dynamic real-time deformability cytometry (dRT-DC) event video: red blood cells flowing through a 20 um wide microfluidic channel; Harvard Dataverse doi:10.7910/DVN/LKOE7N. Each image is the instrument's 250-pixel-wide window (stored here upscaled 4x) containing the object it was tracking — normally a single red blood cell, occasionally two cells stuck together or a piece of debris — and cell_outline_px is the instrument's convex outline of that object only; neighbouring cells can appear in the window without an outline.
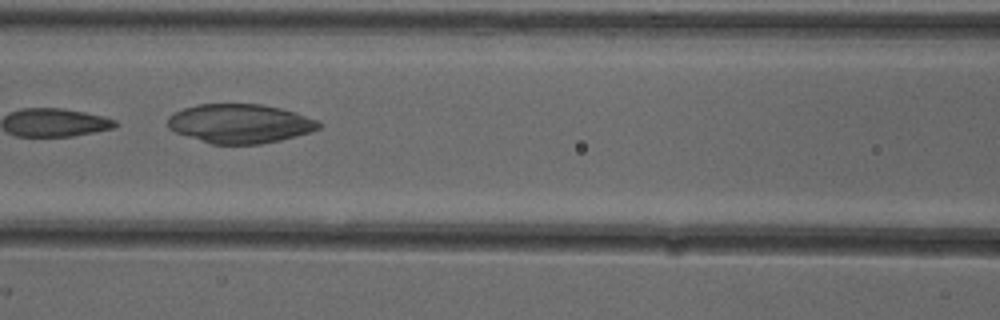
{"species": "common noctule bat (a hibernating species)", "species_latin": "Nyctalus noctula", "temperature_condition": "cold", "stored_images_in_passage": 8, "camera_frame_rate_fps": 3000, "um_per_image_px": 0.085, "animal": {"sex": "female"}, "frame": {"image": 1, "passage_image": 6, "time_ms": 1.667, "image_size_px": [1000, 320], "cell_outline_px": [[324, 124], [320, 128], [312, 132], [280, 140], [260, 144], [212, 144], [176, 132], [168, 128], [168, 116], [184, 108], [196, 104], [260, 104], [280, 108], [296, 112], [320, 120]], "centroid_in_image_um": [20.46, 10.5], "position_along_channel_um": 146.1, "area_um2": 34.56}}
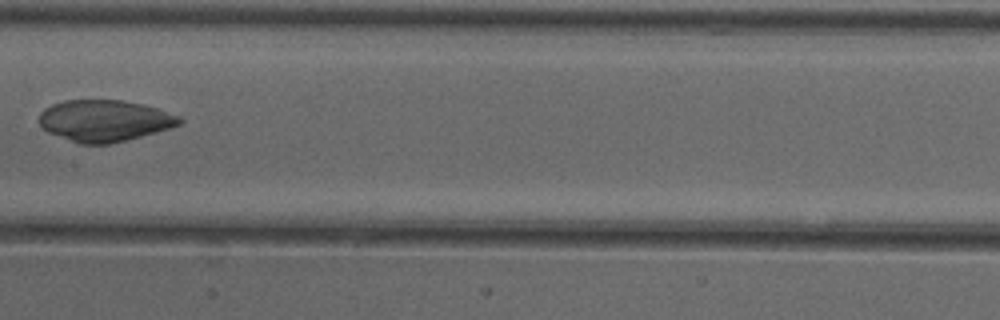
{"frame": {"image": 2, "passage_image": 7, "time_ms": 2.0, "image_size_px": [1000, 320], "cell_outline_px": [[184, 120], [180, 124], [172, 128], [108, 144], [80, 144], [48, 132], [40, 124], [40, 112], [44, 108], [52, 104], [64, 100], [120, 100], [144, 104], [180, 116]], "centroid_in_image_um": [8.89, 10.25], "position_along_channel_um": 198.5, "area_um2": 33.81}}
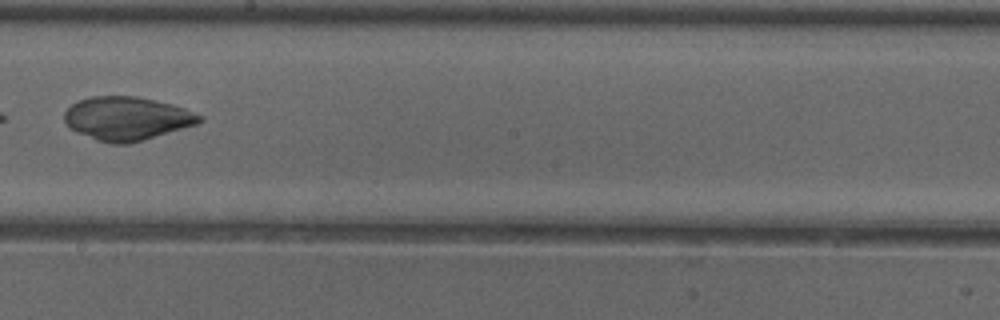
{"frame": {"image": 3, "passage_image": 8, "time_ms": 2.333, "image_size_px": [1000, 320], "cell_outline_px": [[204, 120], [196, 124], [128, 144], [108, 144], [96, 140], [76, 132], [64, 120], [64, 112], [76, 100], [92, 96], [136, 96], [172, 104], [184, 108], [204, 116]], "centroid_in_image_um": [10.77, 10.06], "position_along_channel_um": 237.4, "area_um2": 34.16}}